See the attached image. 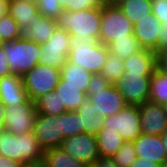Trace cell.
<instances>
[{"label":"cell","mask_w":167,"mask_h":167,"mask_svg":"<svg viewBox=\"0 0 167 167\" xmlns=\"http://www.w3.org/2000/svg\"><path fill=\"white\" fill-rule=\"evenodd\" d=\"M102 7L71 12L63 10L57 19V26L65 29L72 39H97L101 28Z\"/></svg>","instance_id":"6da1fadb"},{"label":"cell","mask_w":167,"mask_h":167,"mask_svg":"<svg viewBox=\"0 0 167 167\" xmlns=\"http://www.w3.org/2000/svg\"><path fill=\"white\" fill-rule=\"evenodd\" d=\"M43 155L33 132L16 135L0 130V156L24 164L41 161Z\"/></svg>","instance_id":"7a4b0ae2"},{"label":"cell","mask_w":167,"mask_h":167,"mask_svg":"<svg viewBox=\"0 0 167 167\" xmlns=\"http://www.w3.org/2000/svg\"><path fill=\"white\" fill-rule=\"evenodd\" d=\"M90 102L99 116L109 117L128 105L115 85L110 84L102 74H93L87 90Z\"/></svg>","instance_id":"3957f363"},{"label":"cell","mask_w":167,"mask_h":167,"mask_svg":"<svg viewBox=\"0 0 167 167\" xmlns=\"http://www.w3.org/2000/svg\"><path fill=\"white\" fill-rule=\"evenodd\" d=\"M109 54L107 46L101 44L97 39H72L68 61L88 70L92 74H100Z\"/></svg>","instance_id":"277c9868"},{"label":"cell","mask_w":167,"mask_h":167,"mask_svg":"<svg viewBox=\"0 0 167 167\" xmlns=\"http://www.w3.org/2000/svg\"><path fill=\"white\" fill-rule=\"evenodd\" d=\"M4 51L11 73L23 76L39 62L41 44L23 37L10 42H3Z\"/></svg>","instance_id":"5b68a950"},{"label":"cell","mask_w":167,"mask_h":167,"mask_svg":"<svg viewBox=\"0 0 167 167\" xmlns=\"http://www.w3.org/2000/svg\"><path fill=\"white\" fill-rule=\"evenodd\" d=\"M134 25L118 7H102L99 42L108 46L121 38H135Z\"/></svg>","instance_id":"8992f818"},{"label":"cell","mask_w":167,"mask_h":167,"mask_svg":"<svg viewBox=\"0 0 167 167\" xmlns=\"http://www.w3.org/2000/svg\"><path fill=\"white\" fill-rule=\"evenodd\" d=\"M60 79V70L39 63L22 76L23 86L31 101L54 91Z\"/></svg>","instance_id":"52a82bcc"},{"label":"cell","mask_w":167,"mask_h":167,"mask_svg":"<svg viewBox=\"0 0 167 167\" xmlns=\"http://www.w3.org/2000/svg\"><path fill=\"white\" fill-rule=\"evenodd\" d=\"M102 129L118 132L125 142H133L142 133L139 106L128 104L118 113L105 117Z\"/></svg>","instance_id":"ba28073f"},{"label":"cell","mask_w":167,"mask_h":167,"mask_svg":"<svg viewBox=\"0 0 167 167\" xmlns=\"http://www.w3.org/2000/svg\"><path fill=\"white\" fill-rule=\"evenodd\" d=\"M70 41L71 35L57 27L49 40L41 44L38 63L60 70L68 61Z\"/></svg>","instance_id":"9c48e42d"},{"label":"cell","mask_w":167,"mask_h":167,"mask_svg":"<svg viewBox=\"0 0 167 167\" xmlns=\"http://www.w3.org/2000/svg\"><path fill=\"white\" fill-rule=\"evenodd\" d=\"M36 114L35 103L29 98L21 104L7 105L2 130L16 135L33 132Z\"/></svg>","instance_id":"30bf717a"},{"label":"cell","mask_w":167,"mask_h":167,"mask_svg":"<svg viewBox=\"0 0 167 167\" xmlns=\"http://www.w3.org/2000/svg\"><path fill=\"white\" fill-rule=\"evenodd\" d=\"M33 133L43 151L60 148L63 139L61 114L54 117L37 113Z\"/></svg>","instance_id":"8fae6325"},{"label":"cell","mask_w":167,"mask_h":167,"mask_svg":"<svg viewBox=\"0 0 167 167\" xmlns=\"http://www.w3.org/2000/svg\"><path fill=\"white\" fill-rule=\"evenodd\" d=\"M60 148L86 166H92L100 157L96 136L88 133L65 137Z\"/></svg>","instance_id":"7c38bea8"},{"label":"cell","mask_w":167,"mask_h":167,"mask_svg":"<svg viewBox=\"0 0 167 167\" xmlns=\"http://www.w3.org/2000/svg\"><path fill=\"white\" fill-rule=\"evenodd\" d=\"M150 77L124 72L122 78L114 85L127 104L140 105L149 100Z\"/></svg>","instance_id":"4fadbf2b"},{"label":"cell","mask_w":167,"mask_h":167,"mask_svg":"<svg viewBox=\"0 0 167 167\" xmlns=\"http://www.w3.org/2000/svg\"><path fill=\"white\" fill-rule=\"evenodd\" d=\"M138 106L143 134L160 136L167 131V114L162 105L147 101Z\"/></svg>","instance_id":"5bb4252c"},{"label":"cell","mask_w":167,"mask_h":167,"mask_svg":"<svg viewBox=\"0 0 167 167\" xmlns=\"http://www.w3.org/2000/svg\"><path fill=\"white\" fill-rule=\"evenodd\" d=\"M133 144L138 158L148 159L161 165L167 160V153L159 135L141 133Z\"/></svg>","instance_id":"9a60e30c"},{"label":"cell","mask_w":167,"mask_h":167,"mask_svg":"<svg viewBox=\"0 0 167 167\" xmlns=\"http://www.w3.org/2000/svg\"><path fill=\"white\" fill-rule=\"evenodd\" d=\"M161 22L151 13L147 18L134 24L133 35L142 49L155 52L159 48V32Z\"/></svg>","instance_id":"2e32d148"},{"label":"cell","mask_w":167,"mask_h":167,"mask_svg":"<svg viewBox=\"0 0 167 167\" xmlns=\"http://www.w3.org/2000/svg\"><path fill=\"white\" fill-rule=\"evenodd\" d=\"M27 99L22 76L11 73L0 78V102L4 106L21 104Z\"/></svg>","instance_id":"e0dca14e"},{"label":"cell","mask_w":167,"mask_h":167,"mask_svg":"<svg viewBox=\"0 0 167 167\" xmlns=\"http://www.w3.org/2000/svg\"><path fill=\"white\" fill-rule=\"evenodd\" d=\"M123 62L125 72L129 74L152 76L156 69L155 52L147 49H141Z\"/></svg>","instance_id":"ac0fdd59"},{"label":"cell","mask_w":167,"mask_h":167,"mask_svg":"<svg viewBox=\"0 0 167 167\" xmlns=\"http://www.w3.org/2000/svg\"><path fill=\"white\" fill-rule=\"evenodd\" d=\"M8 14L17 22L21 31L41 16L37 4L16 0H9Z\"/></svg>","instance_id":"d6986e66"},{"label":"cell","mask_w":167,"mask_h":167,"mask_svg":"<svg viewBox=\"0 0 167 167\" xmlns=\"http://www.w3.org/2000/svg\"><path fill=\"white\" fill-rule=\"evenodd\" d=\"M57 20L41 15L22 31V37L39 44L46 43L57 28Z\"/></svg>","instance_id":"ffe728a7"},{"label":"cell","mask_w":167,"mask_h":167,"mask_svg":"<svg viewBox=\"0 0 167 167\" xmlns=\"http://www.w3.org/2000/svg\"><path fill=\"white\" fill-rule=\"evenodd\" d=\"M62 85H69L80 88L81 92L87 94L88 85L92 77V73L78 65L67 61L60 69Z\"/></svg>","instance_id":"44dd1931"},{"label":"cell","mask_w":167,"mask_h":167,"mask_svg":"<svg viewBox=\"0 0 167 167\" xmlns=\"http://www.w3.org/2000/svg\"><path fill=\"white\" fill-rule=\"evenodd\" d=\"M95 136L99 156L103 158H112L125 143L120 133L109 129H101Z\"/></svg>","instance_id":"7402d4cb"},{"label":"cell","mask_w":167,"mask_h":167,"mask_svg":"<svg viewBox=\"0 0 167 167\" xmlns=\"http://www.w3.org/2000/svg\"><path fill=\"white\" fill-rule=\"evenodd\" d=\"M63 102L66 111H77L86 101L87 94L80 91V88L62 85V79L54 90Z\"/></svg>","instance_id":"603a6c76"},{"label":"cell","mask_w":167,"mask_h":167,"mask_svg":"<svg viewBox=\"0 0 167 167\" xmlns=\"http://www.w3.org/2000/svg\"><path fill=\"white\" fill-rule=\"evenodd\" d=\"M76 112L84 133L96 135L103 128L105 117L99 116L90 102L86 101Z\"/></svg>","instance_id":"cb8c5ba5"},{"label":"cell","mask_w":167,"mask_h":167,"mask_svg":"<svg viewBox=\"0 0 167 167\" xmlns=\"http://www.w3.org/2000/svg\"><path fill=\"white\" fill-rule=\"evenodd\" d=\"M118 8L134 25L152 13V0H126Z\"/></svg>","instance_id":"d4e9b609"},{"label":"cell","mask_w":167,"mask_h":167,"mask_svg":"<svg viewBox=\"0 0 167 167\" xmlns=\"http://www.w3.org/2000/svg\"><path fill=\"white\" fill-rule=\"evenodd\" d=\"M37 113H42L48 116H56L67 112L55 91L44 94L34 101Z\"/></svg>","instance_id":"484cf974"},{"label":"cell","mask_w":167,"mask_h":167,"mask_svg":"<svg viewBox=\"0 0 167 167\" xmlns=\"http://www.w3.org/2000/svg\"><path fill=\"white\" fill-rule=\"evenodd\" d=\"M43 160L51 167H88L61 148H51L44 151Z\"/></svg>","instance_id":"4316f807"},{"label":"cell","mask_w":167,"mask_h":167,"mask_svg":"<svg viewBox=\"0 0 167 167\" xmlns=\"http://www.w3.org/2000/svg\"><path fill=\"white\" fill-rule=\"evenodd\" d=\"M163 105L167 102V75L155 69L150 77L149 100Z\"/></svg>","instance_id":"83f0119b"},{"label":"cell","mask_w":167,"mask_h":167,"mask_svg":"<svg viewBox=\"0 0 167 167\" xmlns=\"http://www.w3.org/2000/svg\"><path fill=\"white\" fill-rule=\"evenodd\" d=\"M109 52L122 60L128 59L142 48L136 38H121L111 42L108 46Z\"/></svg>","instance_id":"f1b7e54d"},{"label":"cell","mask_w":167,"mask_h":167,"mask_svg":"<svg viewBox=\"0 0 167 167\" xmlns=\"http://www.w3.org/2000/svg\"><path fill=\"white\" fill-rule=\"evenodd\" d=\"M124 72L123 60L109 52L100 74H102L110 84L114 85L122 78Z\"/></svg>","instance_id":"f546056e"},{"label":"cell","mask_w":167,"mask_h":167,"mask_svg":"<svg viewBox=\"0 0 167 167\" xmlns=\"http://www.w3.org/2000/svg\"><path fill=\"white\" fill-rule=\"evenodd\" d=\"M61 126L64 137L75 136L84 133L81 127L80 116L76 111H67L61 114Z\"/></svg>","instance_id":"4dcf8cb0"},{"label":"cell","mask_w":167,"mask_h":167,"mask_svg":"<svg viewBox=\"0 0 167 167\" xmlns=\"http://www.w3.org/2000/svg\"><path fill=\"white\" fill-rule=\"evenodd\" d=\"M0 36L2 42H10L22 37L17 22L7 13L0 19Z\"/></svg>","instance_id":"1f68e13d"},{"label":"cell","mask_w":167,"mask_h":167,"mask_svg":"<svg viewBox=\"0 0 167 167\" xmlns=\"http://www.w3.org/2000/svg\"><path fill=\"white\" fill-rule=\"evenodd\" d=\"M136 158L133 142H125L111 159L118 167H130Z\"/></svg>","instance_id":"d6a6232c"},{"label":"cell","mask_w":167,"mask_h":167,"mask_svg":"<svg viewBox=\"0 0 167 167\" xmlns=\"http://www.w3.org/2000/svg\"><path fill=\"white\" fill-rule=\"evenodd\" d=\"M63 10L78 12L100 8L105 5V0H59Z\"/></svg>","instance_id":"836d02e7"},{"label":"cell","mask_w":167,"mask_h":167,"mask_svg":"<svg viewBox=\"0 0 167 167\" xmlns=\"http://www.w3.org/2000/svg\"><path fill=\"white\" fill-rule=\"evenodd\" d=\"M37 7L41 15L55 20L63 11L59 0H38Z\"/></svg>","instance_id":"e575fe53"},{"label":"cell","mask_w":167,"mask_h":167,"mask_svg":"<svg viewBox=\"0 0 167 167\" xmlns=\"http://www.w3.org/2000/svg\"><path fill=\"white\" fill-rule=\"evenodd\" d=\"M152 13L161 23H167V0H152Z\"/></svg>","instance_id":"d590c367"},{"label":"cell","mask_w":167,"mask_h":167,"mask_svg":"<svg viewBox=\"0 0 167 167\" xmlns=\"http://www.w3.org/2000/svg\"><path fill=\"white\" fill-rule=\"evenodd\" d=\"M156 69L167 75V49L155 52Z\"/></svg>","instance_id":"8d00e7d4"},{"label":"cell","mask_w":167,"mask_h":167,"mask_svg":"<svg viewBox=\"0 0 167 167\" xmlns=\"http://www.w3.org/2000/svg\"><path fill=\"white\" fill-rule=\"evenodd\" d=\"M6 55L7 54L4 51L3 46L0 45V78H2L5 75L11 74Z\"/></svg>","instance_id":"74e56055"},{"label":"cell","mask_w":167,"mask_h":167,"mask_svg":"<svg viewBox=\"0 0 167 167\" xmlns=\"http://www.w3.org/2000/svg\"><path fill=\"white\" fill-rule=\"evenodd\" d=\"M167 49V23H162L159 32V48L155 52Z\"/></svg>","instance_id":"f35d334b"},{"label":"cell","mask_w":167,"mask_h":167,"mask_svg":"<svg viewBox=\"0 0 167 167\" xmlns=\"http://www.w3.org/2000/svg\"><path fill=\"white\" fill-rule=\"evenodd\" d=\"M130 167H161V164L137 157Z\"/></svg>","instance_id":"ab89813d"},{"label":"cell","mask_w":167,"mask_h":167,"mask_svg":"<svg viewBox=\"0 0 167 167\" xmlns=\"http://www.w3.org/2000/svg\"><path fill=\"white\" fill-rule=\"evenodd\" d=\"M92 167H118L111 158L99 157Z\"/></svg>","instance_id":"60d3db41"},{"label":"cell","mask_w":167,"mask_h":167,"mask_svg":"<svg viewBox=\"0 0 167 167\" xmlns=\"http://www.w3.org/2000/svg\"><path fill=\"white\" fill-rule=\"evenodd\" d=\"M20 165L21 163L15 160H11L3 156H0V167H19Z\"/></svg>","instance_id":"b9f144b4"},{"label":"cell","mask_w":167,"mask_h":167,"mask_svg":"<svg viewBox=\"0 0 167 167\" xmlns=\"http://www.w3.org/2000/svg\"><path fill=\"white\" fill-rule=\"evenodd\" d=\"M9 0H0V19L8 13Z\"/></svg>","instance_id":"7bdbcfd3"},{"label":"cell","mask_w":167,"mask_h":167,"mask_svg":"<svg viewBox=\"0 0 167 167\" xmlns=\"http://www.w3.org/2000/svg\"><path fill=\"white\" fill-rule=\"evenodd\" d=\"M125 1L126 0H105V5L112 6V7H118L119 5H121Z\"/></svg>","instance_id":"ee69618b"},{"label":"cell","mask_w":167,"mask_h":167,"mask_svg":"<svg viewBox=\"0 0 167 167\" xmlns=\"http://www.w3.org/2000/svg\"><path fill=\"white\" fill-rule=\"evenodd\" d=\"M5 119V106L0 102V130L3 128Z\"/></svg>","instance_id":"f6af8a7d"},{"label":"cell","mask_w":167,"mask_h":167,"mask_svg":"<svg viewBox=\"0 0 167 167\" xmlns=\"http://www.w3.org/2000/svg\"><path fill=\"white\" fill-rule=\"evenodd\" d=\"M160 136L163 143V147L165 148V151L167 153V131H164Z\"/></svg>","instance_id":"bcb514c9"},{"label":"cell","mask_w":167,"mask_h":167,"mask_svg":"<svg viewBox=\"0 0 167 167\" xmlns=\"http://www.w3.org/2000/svg\"><path fill=\"white\" fill-rule=\"evenodd\" d=\"M36 167H51V166H49L44 160H41L36 162Z\"/></svg>","instance_id":"7dc6e473"},{"label":"cell","mask_w":167,"mask_h":167,"mask_svg":"<svg viewBox=\"0 0 167 167\" xmlns=\"http://www.w3.org/2000/svg\"><path fill=\"white\" fill-rule=\"evenodd\" d=\"M19 167H36V163H24L21 164Z\"/></svg>","instance_id":"c3c4849f"},{"label":"cell","mask_w":167,"mask_h":167,"mask_svg":"<svg viewBox=\"0 0 167 167\" xmlns=\"http://www.w3.org/2000/svg\"><path fill=\"white\" fill-rule=\"evenodd\" d=\"M16 1H24V2L33 3V4H37L38 2V0H16Z\"/></svg>","instance_id":"681fc988"},{"label":"cell","mask_w":167,"mask_h":167,"mask_svg":"<svg viewBox=\"0 0 167 167\" xmlns=\"http://www.w3.org/2000/svg\"><path fill=\"white\" fill-rule=\"evenodd\" d=\"M162 107H163V110L165 111V113L167 114V102L164 103V104L162 105Z\"/></svg>","instance_id":"f907efd6"},{"label":"cell","mask_w":167,"mask_h":167,"mask_svg":"<svg viewBox=\"0 0 167 167\" xmlns=\"http://www.w3.org/2000/svg\"><path fill=\"white\" fill-rule=\"evenodd\" d=\"M161 167H167V160L161 165Z\"/></svg>","instance_id":"816d5d0a"},{"label":"cell","mask_w":167,"mask_h":167,"mask_svg":"<svg viewBox=\"0 0 167 167\" xmlns=\"http://www.w3.org/2000/svg\"><path fill=\"white\" fill-rule=\"evenodd\" d=\"M3 44V42H2V40H1V36H0V45H2Z\"/></svg>","instance_id":"f5cc1de1"}]
</instances>
